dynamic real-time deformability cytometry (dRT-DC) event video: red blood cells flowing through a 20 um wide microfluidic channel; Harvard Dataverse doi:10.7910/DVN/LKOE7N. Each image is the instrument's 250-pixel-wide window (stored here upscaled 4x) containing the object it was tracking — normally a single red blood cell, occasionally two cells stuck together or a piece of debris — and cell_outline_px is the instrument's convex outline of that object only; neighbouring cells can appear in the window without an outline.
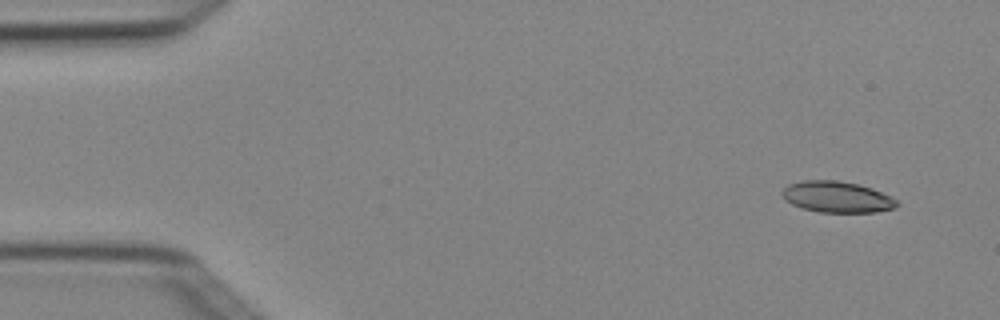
{"species": "Egyptian fruit bat (a non-hibernating species)", "species_latin": "Rousettus aegyptiacus", "temperature_condition": "cold", "stored_images_in_passage": 4, "camera_frame_rate_fps": 3000, "um_per_image_px": 0.085, "animal": {"sex": "female"}, "frame": {"image": 1, "passage_image": 1, "time_ms": 0.0, "image_size_px": [1000, 320], "cell_outline_px": [[900, 204], [896, 208], [876, 212], [820, 212], [804, 208], [792, 204], [784, 200], [780, 192], [788, 184], [800, 180], [836, 180], [860, 184], [872, 188], [892, 196]], "centroid_in_image_um": [71.15, 16.73], "position_along_channel_um": 13.8, "area_um2": 21.1}}
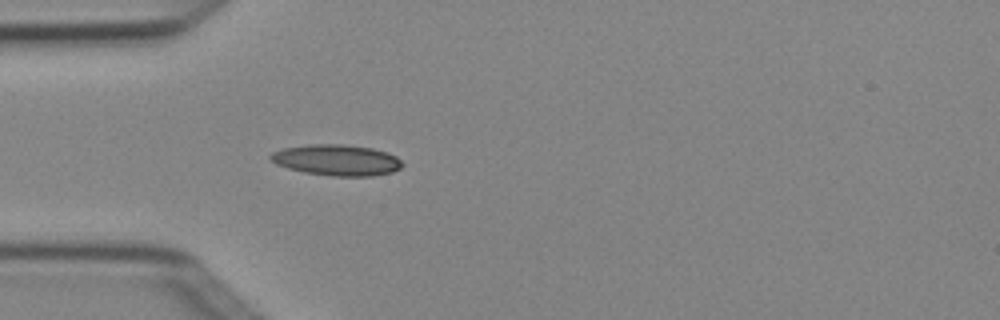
{"frame": {"image": 2, "passage_image": 4, "time_ms": 1.0, "image_size_px": [1000, 320], "cell_outline_px": [[404, 164], [400, 168], [392, 172], [372, 176], [332, 176], [304, 172], [288, 168], [276, 164], [268, 156], [272, 152], [284, 148], [312, 144], [340, 144], [372, 148], [388, 152], [396, 156]], "centroid_in_image_um": [28.64, 13.61], "position_along_channel_um": 56.4, "area_um2": 23.76}}